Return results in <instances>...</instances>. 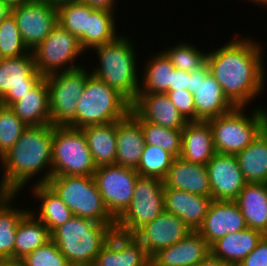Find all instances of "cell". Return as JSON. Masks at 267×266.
Returning a JSON list of instances; mask_svg holds the SVG:
<instances>
[{
	"mask_svg": "<svg viewBox=\"0 0 267 266\" xmlns=\"http://www.w3.org/2000/svg\"><path fill=\"white\" fill-rule=\"evenodd\" d=\"M115 228L116 224L73 216L51 233V240L71 266H92Z\"/></svg>",
	"mask_w": 267,
	"mask_h": 266,
	"instance_id": "3",
	"label": "cell"
},
{
	"mask_svg": "<svg viewBox=\"0 0 267 266\" xmlns=\"http://www.w3.org/2000/svg\"><path fill=\"white\" fill-rule=\"evenodd\" d=\"M190 72L180 69L174 70L172 73L171 85L168 91L188 90L189 91Z\"/></svg>",
	"mask_w": 267,
	"mask_h": 266,
	"instance_id": "45",
	"label": "cell"
},
{
	"mask_svg": "<svg viewBox=\"0 0 267 266\" xmlns=\"http://www.w3.org/2000/svg\"><path fill=\"white\" fill-rule=\"evenodd\" d=\"M2 3L7 4L10 8L17 7L24 2H28L30 0H0Z\"/></svg>",
	"mask_w": 267,
	"mask_h": 266,
	"instance_id": "51",
	"label": "cell"
},
{
	"mask_svg": "<svg viewBox=\"0 0 267 266\" xmlns=\"http://www.w3.org/2000/svg\"><path fill=\"white\" fill-rule=\"evenodd\" d=\"M245 107L209 119L216 153L236 155L267 127V109L257 108L249 115Z\"/></svg>",
	"mask_w": 267,
	"mask_h": 266,
	"instance_id": "5",
	"label": "cell"
},
{
	"mask_svg": "<svg viewBox=\"0 0 267 266\" xmlns=\"http://www.w3.org/2000/svg\"><path fill=\"white\" fill-rule=\"evenodd\" d=\"M116 125L110 122L82 128L96 167L116 165Z\"/></svg>",
	"mask_w": 267,
	"mask_h": 266,
	"instance_id": "29",
	"label": "cell"
},
{
	"mask_svg": "<svg viewBox=\"0 0 267 266\" xmlns=\"http://www.w3.org/2000/svg\"><path fill=\"white\" fill-rule=\"evenodd\" d=\"M166 188L211 197V187L206 165L194 164L174 158L170 169L162 180Z\"/></svg>",
	"mask_w": 267,
	"mask_h": 266,
	"instance_id": "23",
	"label": "cell"
},
{
	"mask_svg": "<svg viewBox=\"0 0 267 266\" xmlns=\"http://www.w3.org/2000/svg\"><path fill=\"white\" fill-rule=\"evenodd\" d=\"M250 1L254 2L255 4H259L258 6L264 5L267 7V0H250Z\"/></svg>",
	"mask_w": 267,
	"mask_h": 266,
	"instance_id": "53",
	"label": "cell"
},
{
	"mask_svg": "<svg viewBox=\"0 0 267 266\" xmlns=\"http://www.w3.org/2000/svg\"><path fill=\"white\" fill-rule=\"evenodd\" d=\"M17 195L0 193V262L14 261L18 222L29 211L27 208L24 210L11 206Z\"/></svg>",
	"mask_w": 267,
	"mask_h": 266,
	"instance_id": "31",
	"label": "cell"
},
{
	"mask_svg": "<svg viewBox=\"0 0 267 266\" xmlns=\"http://www.w3.org/2000/svg\"><path fill=\"white\" fill-rule=\"evenodd\" d=\"M86 66L64 71L45 77L49 90L51 125L75 128V115L78 99L87 78L91 75Z\"/></svg>",
	"mask_w": 267,
	"mask_h": 266,
	"instance_id": "9",
	"label": "cell"
},
{
	"mask_svg": "<svg viewBox=\"0 0 267 266\" xmlns=\"http://www.w3.org/2000/svg\"><path fill=\"white\" fill-rule=\"evenodd\" d=\"M158 53L150 56V59L145 63L144 76H140L142 82H140L139 93L168 92L175 67L162 51Z\"/></svg>",
	"mask_w": 267,
	"mask_h": 266,
	"instance_id": "34",
	"label": "cell"
},
{
	"mask_svg": "<svg viewBox=\"0 0 267 266\" xmlns=\"http://www.w3.org/2000/svg\"><path fill=\"white\" fill-rule=\"evenodd\" d=\"M11 14V8L0 1V23Z\"/></svg>",
	"mask_w": 267,
	"mask_h": 266,
	"instance_id": "50",
	"label": "cell"
},
{
	"mask_svg": "<svg viewBox=\"0 0 267 266\" xmlns=\"http://www.w3.org/2000/svg\"><path fill=\"white\" fill-rule=\"evenodd\" d=\"M261 47L252 38L238 37L207 52L210 73L235 107L248 106L264 90L266 68Z\"/></svg>",
	"mask_w": 267,
	"mask_h": 266,
	"instance_id": "1",
	"label": "cell"
},
{
	"mask_svg": "<svg viewBox=\"0 0 267 266\" xmlns=\"http://www.w3.org/2000/svg\"><path fill=\"white\" fill-rule=\"evenodd\" d=\"M210 254V246L192 231L172 246L160 249L151 257V266H196Z\"/></svg>",
	"mask_w": 267,
	"mask_h": 266,
	"instance_id": "21",
	"label": "cell"
},
{
	"mask_svg": "<svg viewBox=\"0 0 267 266\" xmlns=\"http://www.w3.org/2000/svg\"><path fill=\"white\" fill-rule=\"evenodd\" d=\"M116 165L136 170L145 147L141 125L128 114L116 125Z\"/></svg>",
	"mask_w": 267,
	"mask_h": 266,
	"instance_id": "24",
	"label": "cell"
},
{
	"mask_svg": "<svg viewBox=\"0 0 267 266\" xmlns=\"http://www.w3.org/2000/svg\"><path fill=\"white\" fill-rule=\"evenodd\" d=\"M46 184L74 216L101 224H116L105 207L93 176H52Z\"/></svg>",
	"mask_w": 267,
	"mask_h": 266,
	"instance_id": "7",
	"label": "cell"
},
{
	"mask_svg": "<svg viewBox=\"0 0 267 266\" xmlns=\"http://www.w3.org/2000/svg\"><path fill=\"white\" fill-rule=\"evenodd\" d=\"M116 12L94 10L88 17L87 31L79 38L82 48L86 51L115 40L118 36L115 27Z\"/></svg>",
	"mask_w": 267,
	"mask_h": 266,
	"instance_id": "35",
	"label": "cell"
},
{
	"mask_svg": "<svg viewBox=\"0 0 267 266\" xmlns=\"http://www.w3.org/2000/svg\"><path fill=\"white\" fill-rule=\"evenodd\" d=\"M235 156L247 183H267V127Z\"/></svg>",
	"mask_w": 267,
	"mask_h": 266,
	"instance_id": "30",
	"label": "cell"
},
{
	"mask_svg": "<svg viewBox=\"0 0 267 266\" xmlns=\"http://www.w3.org/2000/svg\"><path fill=\"white\" fill-rule=\"evenodd\" d=\"M131 109L145 122L166 128L182 130L188 123L167 93H138Z\"/></svg>",
	"mask_w": 267,
	"mask_h": 266,
	"instance_id": "19",
	"label": "cell"
},
{
	"mask_svg": "<svg viewBox=\"0 0 267 266\" xmlns=\"http://www.w3.org/2000/svg\"><path fill=\"white\" fill-rule=\"evenodd\" d=\"M23 266H71L51 240L19 261Z\"/></svg>",
	"mask_w": 267,
	"mask_h": 266,
	"instance_id": "42",
	"label": "cell"
},
{
	"mask_svg": "<svg viewBox=\"0 0 267 266\" xmlns=\"http://www.w3.org/2000/svg\"><path fill=\"white\" fill-rule=\"evenodd\" d=\"M215 154L209 123L188 122L182 129L180 158L190 163L206 165Z\"/></svg>",
	"mask_w": 267,
	"mask_h": 266,
	"instance_id": "25",
	"label": "cell"
},
{
	"mask_svg": "<svg viewBox=\"0 0 267 266\" xmlns=\"http://www.w3.org/2000/svg\"><path fill=\"white\" fill-rule=\"evenodd\" d=\"M11 14L29 51H33L58 24L57 9L38 0L11 8Z\"/></svg>",
	"mask_w": 267,
	"mask_h": 266,
	"instance_id": "14",
	"label": "cell"
},
{
	"mask_svg": "<svg viewBox=\"0 0 267 266\" xmlns=\"http://www.w3.org/2000/svg\"><path fill=\"white\" fill-rule=\"evenodd\" d=\"M195 122L208 121L233 110L235 106L225 96L222 87L206 65L199 72V85L193 94Z\"/></svg>",
	"mask_w": 267,
	"mask_h": 266,
	"instance_id": "20",
	"label": "cell"
},
{
	"mask_svg": "<svg viewBox=\"0 0 267 266\" xmlns=\"http://www.w3.org/2000/svg\"><path fill=\"white\" fill-rule=\"evenodd\" d=\"M206 168L212 200L234 201L247 184L235 155L216 153Z\"/></svg>",
	"mask_w": 267,
	"mask_h": 266,
	"instance_id": "15",
	"label": "cell"
},
{
	"mask_svg": "<svg viewBox=\"0 0 267 266\" xmlns=\"http://www.w3.org/2000/svg\"><path fill=\"white\" fill-rule=\"evenodd\" d=\"M38 1H42L43 3L49 4L51 6H53L54 8L58 9L59 7L72 3V2H78L81 0H38Z\"/></svg>",
	"mask_w": 267,
	"mask_h": 266,
	"instance_id": "49",
	"label": "cell"
},
{
	"mask_svg": "<svg viewBox=\"0 0 267 266\" xmlns=\"http://www.w3.org/2000/svg\"><path fill=\"white\" fill-rule=\"evenodd\" d=\"M207 65V62L199 69L190 72L189 92L194 94L199 85V72Z\"/></svg>",
	"mask_w": 267,
	"mask_h": 266,
	"instance_id": "48",
	"label": "cell"
},
{
	"mask_svg": "<svg viewBox=\"0 0 267 266\" xmlns=\"http://www.w3.org/2000/svg\"><path fill=\"white\" fill-rule=\"evenodd\" d=\"M171 102L187 122H195L194 97L188 90L168 91Z\"/></svg>",
	"mask_w": 267,
	"mask_h": 266,
	"instance_id": "43",
	"label": "cell"
},
{
	"mask_svg": "<svg viewBox=\"0 0 267 266\" xmlns=\"http://www.w3.org/2000/svg\"><path fill=\"white\" fill-rule=\"evenodd\" d=\"M191 232L181 218L163 211L134 235L140 240V244L148 255L152 257L160 249L172 246Z\"/></svg>",
	"mask_w": 267,
	"mask_h": 266,
	"instance_id": "16",
	"label": "cell"
},
{
	"mask_svg": "<svg viewBox=\"0 0 267 266\" xmlns=\"http://www.w3.org/2000/svg\"><path fill=\"white\" fill-rule=\"evenodd\" d=\"M138 176L136 170L118 165L97 167L94 172L105 207L115 220L129 207Z\"/></svg>",
	"mask_w": 267,
	"mask_h": 266,
	"instance_id": "12",
	"label": "cell"
},
{
	"mask_svg": "<svg viewBox=\"0 0 267 266\" xmlns=\"http://www.w3.org/2000/svg\"><path fill=\"white\" fill-rule=\"evenodd\" d=\"M81 2L87 4L90 8L95 10L113 12L116 8V0H81Z\"/></svg>",
	"mask_w": 267,
	"mask_h": 266,
	"instance_id": "46",
	"label": "cell"
},
{
	"mask_svg": "<svg viewBox=\"0 0 267 266\" xmlns=\"http://www.w3.org/2000/svg\"><path fill=\"white\" fill-rule=\"evenodd\" d=\"M77 104L75 128L78 129L120 121L131 110V103L122 94L92 74Z\"/></svg>",
	"mask_w": 267,
	"mask_h": 266,
	"instance_id": "6",
	"label": "cell"
},
{
	"mask_svg": "<svg viewBox=\"0 0 267 266\" xmlns=\"http://www.w3.org/2000/svg\"><path fill=\"white\" fill-rule=\"evenodd\" d=\"M212 201V197L164 186V211L181 218L191 231L202 226Z\"/></svg>",
	"mask_w": 267,
	"mask_h": 266,
	"instance_id": "22",
	"label": "cell"
},
{
	"mask_svg": "<svg viewBox=\"0 0 267 266\" xmlns=\"http://www.w3.org/2000/svg\"><path fill=\"white\" fill-rule=\"evenodd\" d=\"M96 169L82 129L53 126L52 176H93Z\"/></svg>",
	"mask_w": 267,
	"mask_h": 266,
	"instance_id": "8",
	"label": "cell"
},
{
	"mask_svg": "<svg viewBox=\"0 0 267 266\" xmlns=\"http://www.w3.org/2000/svg\"><path fill=\"white\" fill-rule=\"evenodd\" d=\"M30 51L25 46L12 14L0 23V58L23 56Z\"/></svg>",
	"mask_w": 267,
	"mask_h": 266,
	"instance_id": "40",
	"label": "cell"
},
{
	"mask_svg": "<svg viewBox=\"0 0 267 266\" xmlns=\"http://www.w3.org/2000/svg\"><path fill=\"white\" fill-rule=\"evenodd\" d=\"M42 78L31 51L23 56L0 58V103L11 106L30 93Z\"/></svg>",
	"mask_w": 267,
	"mask_h": 266,
	"instance_id": "13",
	"label": "cell"
},
{
	"mask_svg": "<svg viewBox=\"0 0 267 266\" xmlns=\"http://www.w3.org/2000/svg\"><path fill=\"white\" fill-rule=\"evenodd\" d=\"M0 266H23L19 261H1Z\"/></svg>",
	"mask_w": 267,
	"mask_h": 266,
	"instance_id": "52",
	"label": "cell"
},
{
	"mask_svg": "<svg viewBox=\"0 0 267 266\" xmlns=\"http://www.w3.org/2000/svg\"><path fill=\"white\" fill-rule=\"evenodd\" d=\"M140 125L146 144L159 146L174 158L180 157L182 130L166 128L142 120L132 109L129 113Z\"/></svg>",
	"mask_w": 267,
	"mask_h": 266,
	"instance_id": "36",
	"label": "cell"
},
{
	"mask_svg": "<svg viewBox=\"0 0 267 266\" xmlns=\"http://www.w3.org/2000/svg\"><path fill=\"white\" fill-rule=\"evenodd\" d=\"M164 211V184L155 177L138 176L129 207L116 220V230L135 234Z\"/></svg>",
	"mask_w": 267,
	"mask_h": 266,
	"instance_id": "11",
	"label": "cell"
},
{
	"mask_svg": "<svg viewBox=\"0 0 267 266\" xmlns=\"http://www.w3.org/2000/svg\"><path fill=\"white\" fill-rule=\"evenodd\" d=\"M94 10L81 1L63 5L57 9L58 23L79 39L87 31L88 17Z\"/></svg>",
	"mask_w": 267,
	"mask_h": 266,
	"instance_id": "39",
	"label": "cell"
},
{
	"mask_svg": "<svg viewBox=\"0 0 267 266\" xmlns=\"http://www.w3.org/2000/svg\"><path fill=\"white\" fill-rule=\"evenodd\" d=\"M31 52L37 71L43 77H46L83 66L82 64L76 65L73 62L77 61L76 58L82 55L85 50L82 48L79 39L58 23L50 34Z\"/></svg>",
	"mask_w": 267,
	"mask_h": 266,
	"instance_id": "10",
	"label": "cell"
},
{
	"mask_svg": "<svg viewBox=\"0 0 267 266\" xmlns=\"http://www.w3.org/2000/svg\"><path fill=\"white\" fill-rule=\"evenodd\" d=\"M264 236L258 230L245 228L242 231L230 233L210 246V253L227 263L237 266L250 254Z\"/></svg>",
	"mask_w": 267,
	"mask_h": 266,
	"instance_id": "26",
	"label": "cell"
},
{
	"mask_svg": "<svg viewBox=\"0 0 267 266\" xmlns=\"http://www.w3.org/2000/svg\"><path fill=\"white\" fill-rule=\"evenodd\" d=\"M92 266H151V257L134 234L115 229Z\"/></svg>",
	"mask_w": 267,
	"mask_h": 266,
	"instance_id": "17",
	"label": "cell"
},
{
	"mask_svg": "<svg viewBox=\"0 0 267 266\" xmlns=\"http://www.w3.org/2000/svg\"><path fill=\"white\" fill-rule=\"evenodd\" d=\"M245 228V219L235 201L213 200L197 232L211 246L223 236Z\"/></svg>",
	"mask_w": 267,
	"mask_h": 266,
	"instance_id": "18",
	"label": "cell"
},
{
	"mask_svg": "<svg viewBox=\"0 0 267 266\" xmlns=\"http://www.w3.org/2000/svg\"><path fill=\"white\" fill-rule=\"evenodd\" d=\"M127 37L119 34L115 40L92 48L99 57L100 65L94 67L91 74L132 103L139 93L140 77L137 73L136 49Z\"/></svg>",
	"mask_w": 267,
	"mask_h": 266,
	"instance_id": "4",
	"label": "cell"
},
{
	"mask_svg": "<svg viewBox=\"0 0 267 266\" xmlns=\"http://www.w3.org/2000/svg\"><path fill=\"white\" fill-rule=\"evenodd\" d=\"M51 241L48 228L29 210L18 222L14 244V261H20Z\"/></svg>",
	"mask_w": 267,
	"mask_h": 266,
	"instance_id": "32",
	"label": "cell"
},
{
	"mask_svg": "<svg viewBox=\"0 0 267 266\" xmlns=\"http://www.w3.org/2000/svg\"><path fill=\"white\" fill-rule=\"evenodd\" d=\"M33 185V196L41 201V204L38 205L39 211L32 210L31 212L52 233L57 227L71 219L74 214L47 184Z\"/></svg>",
	"mask_w": 267,
	"mask_h": 266,
	"instance_id": "33",
	"label": "cell"
},
{
	"mask_svg": "<svg viewBox=\"0 0 267 266\" xmlns=\"http://www.w3.org/2000/svg\"><path fill=\"white\" fill-rule=\"evenodd\" d=\"M196 266H229L227 263L213 256L211 253L207 255L198 265Z\"/></svg>",
	"mask_w": 267,
	"mask_h": 266,
	"instance_id": "47",
	"label": "cell"
},
{
	"mask_svg": "<svg viewBox=\"0 0 267 266\" xmlns=\"http://www.w3.org/2000/svg\"><path fill=\"white\" fill-rule=\"evenodd\" d=\"M173 160L174 157L159 146L145 144L136 172L139 176L163 180Z\"/></svg>",
	"mask_w": 267,
	"mask_h": 266,
	"instance_id": "37",
	"label": "cell"
},
{
	"mask_svg": "<svg viewBox=\"0 0 267 266\" xmlns=\"http://www.w3.org/2000/svg\"><path fill=\"white\" fill-rule=\"evenodd\" d=\"M164 50V51H163ZM161 50L176 69L191 72L201 68L207 62V52H203L196 46L181 42L169 49Z\"/></svg>",
	"mask_w": 267,
	"mask_h": 266,
	"instance_id": "38",
	"label": "cell"
},
{
	"mask_svg": "<svg viewBox=\"0 0 267 266\" xmlns=\"http://www.w3.org/2000/svg\"><path fill=\"white\" fill-rule=\"evenodd\" d=\"M237 266H267V235H264L255 249Z\"/></svg>",
	"mask_w": 267,
	"mask_h": 266,
	"instance_id": "44",
	"label": "cell"
},
{
	"mask_svg": "<svg viewBox=\"0 0 267 266\" xmlns=\"http://www.w3.org/2000/svg\"><path fill=\"white\" fill-rule=\"evenodd\" d=\"M234 201L247 227L267 235V183H247Z\"/></svg>",
	"mask_w": 267,
	"mask_h": 266,
	"instance_id": "28",
	"label": "cell"
},
{
	"mask_svg": "<svg viewBox=\"0 0 267 266\" xmlns=\"http://www.w3.org/2000/svg\"><path fill=\"white\" fill-rule=\"evenodd\" d=\"M27 127L10 106L0 103V158L15 145Z\"/></svg>",
	"mask_w": 267,
	"mask_h": 266,
	"instance_id": "41",
	"label": "cell"
},
{
	"mask_svg": "<svg viewBox=\"0 0 267 266\" xmlns=\"http://www.w3.org/2000/svg\"><path fill=\"white\" fill-rule=\"evenodd\" d=\"M52 139L51 124L27 127L15 145L0 158L4 169L0 193L20 194L43 170V177L35 184L47 183L52 177Z\"/></svg>",
	"mask_w": 267,
	"mask_h": 266,
	"instance_id": "2",
	"label": "cell"
},
{
	"mask_svg": "<svg viewBox=\"0 0 267 266\" xmlns=\"http://www.w3.org/2000/svg\"><path fill=\"white\" fill-rule=\"evenodd\" d=\"M28 127L51 124L48 84L43 77L31 90L10 106Z\"/></svg>",
	"mask_w": 267,
	"mask_h": 266,
	"instance_id": "27",
	"label": "cell"
}]
</instances>
